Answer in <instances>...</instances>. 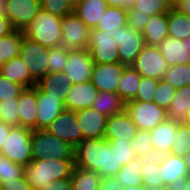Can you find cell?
Listing matches in <instances>:
<instances>
[{
  "label": "cell",
  "instance_id": "6da1fadb",
  "mask_svg": "<svg viewBox=\"0 0 190 190\" xmlns=\"http://www.w3.org/2000/svg\"><path fill=\"white\" fill-rule=\"evenodd\" d=\"M75 164L74 160L41 159L32 160L24 167L27 181L35 190H40L51 181L71 178Z\"/></svg>",
  "mask_w": 190,
  "mask_h": 190
},
{
  "label": "cell",
  "instance_id": "7a4b0ae2",
  "mask_svg": "<svg viewBox=\"0 0 190 190\" xmlns=\"http://www.w3.org/2000/svg\"><path fill=\"white\" fill-rule=\"evenodd\" d=\"M61 24V17L41 9L23 32L26 37L33 41L53 48L61 46Z\"/></svg>",
  "mask_w": 190,
  "mask_h": 190
},
{
  "label": "cell",
  "instance_id": "3957f363",
  "mask_svg": "<svg viewBox=\"0 0 190 190\" xmlns=\"http://www.w3.org/2000/svg\"><path fill=\"white\" fill-rule=\"evenodd\" d=\"M31 144L32 160H74V147L47 130H33Z\"/></svg>",
  "mask_w": 190,
  "mask_h": 190
},
{
  "label": "cell",
  "instance_id": "277c9868",
  "mask_svg": "<svg viewBox=\"0 0 190 190\" xmlns=\"http://www.w3.org/2000/svg\"><path fill=\"white\" fill-rule=\"evenodd\" d=\"M117 46H120V28L107 32L91 29L88 51L95 64L121 63Z\"/></svg>",
  "mask_w": 190,
  "mask_h": 190
},
{
  "label": "cell",
  "instance_id": "5b68a950",
  "mask_svg": "<svg viewBox=\"0 0 190 190\" xmlns=\"http://www.w3.org/2000/svg\"><path fill=\"white\" fill-rule=\"evenodd\" d=\"M32 132L21 126H13L2 146L1 155L23 167L32 161Z\"/></svg>",
  "mask_w": 190,
  "mask_h": 190
},
{
  "label": "cell",
  "instance_id": "8992f818",
  "mask_svg": "<svg viewBox=\"0 0 190 190\" xmlns=\"http://www.w3.org/2000/svg\"><path fill=\"white\" fill-rule=\"evenodd\" d=\"M49 47L24 37L19 56L30 71L31 77L38 82L48 74Z\"/></svg>",
  "mask_w": 190,
  "mask_h": 190
},
{
  "label": "cell",
  "instance_id": "52a82bcc",
  "mask_svg": "<svg viewBox=\"0 0 190 190\" xmlns=\"http://www.w3.org/2000/svg\"><path fill=\"white\" fill-rule=\"evenodd\" d=\"M125 111L138 130L150 131L167 119V111L154 102L129 101Z\"/></svg>",
  "mask_w": 190,
  "mask_h": 190
},
{
  "label": "cell",
  "instance_id": "ba28073f",
  "mask_svg": "<svg viewBox=\"0 0 190 190\" xmlns=\"http://www.w3.org/2000/svg\"><path fill=\"white\" fill-rule=\"evenodd\" d=\"M61 46L69 50L88 49L91 28L86 26L74 12L62 18Z\"/></svg>",
  "mask_w": 190,
  "mask_h": 190
},
{
  "label": "cell",
  "instance_id": "9c48e42d",
  "mask_svg": "<svg viewBox=\"0 0 190 190\" xmlns=\"http://www.w3.org/2000/svg\"><path fill=\"white\" fill-rule=\"evenodd\" d=\"M141 76L163 79L168 65L162 56L158 45L144 44L140 53L131 65Z\"/></svg>",
  "mask_w": 190,
  "mask_h": 190
},
{
  "label": "cell",
  "instance_id": "30bf717a",
  "mask_svg": "<svg viewBox=\"0 0 190 190\" xmlns=\"http://www.w3.org/2000/svg\"><path fill=\"white\" fill-rule=\"evenodd\" d=\"M40 10L39 0H6L5 16L15 30L24 31Z\"/></svg>",
  "mask_w": 190,
  "mask_h": 190
},
{
  "label": "cell",
  "instance_id": "8fae6325",
  "mask_svg": "<svg viewBox=\"0 0 190 190\" xmlns=\"http://www.w3.org/2000/svg\"><path fill=\"white\" fill-rule=\"evenodd\" d=\"M53 136L75 147L83 140L76 112L64 110L46 129Z\"/></svg>",
  "mask_w": 190,
  "mask_h": 190
},
{
  "label": "cell",
  "instance_id": "7c38bea8",
  "mask_svg": "<svg viewBox=\"0 0 190 190\" xmlns=\"http://www.w3.org/2000/svg\"><path fill=\"white\" fill-rule=\"evenodd\" d=\"M94 65L88 49L70 50L63 73L69 77L71 84L84 83L91 80Z\"/></svg>",
  "mask_w": 190,
  "mask_h": 190
},
{
  "label": "cell",
  "instance_id": "4fadbf2b",
  "mask_svg": "<svg viewBox=\"0 0 190 190\" xmlns=\"http://www.w3.org/2000/svg\"><path fill=\"white\" fill-rule=\"evenodd\" d=\"M101 148H103V138L83 139L74 147L75 167L98 172Z\"/></svg>",
  "mask_w": 190,
  "mask_h": 190
},
{
  "label": "cell",
  "instance_id": "5bb4252c",
  "mask_svg": "<svg viewBox=\"0 0 190 190\" xmlns=\"http://www.w3.org/2000/svg\"><path fill=\"white\" fill-rule=\"evenodd\" d=\"M126 66L122 63L95 64L90 81L98 92L117 93V88Z\"/></svg>",
  "mask_w": 190,
  "mask_h": 190
},
{
  "label": "cell",
  "instance_id": "9a60e30c",
  "mask_svg": "<svg viewBox=\"0 0 190 190\" xmlns=\"http://www.w3.org/2000/svg\"><path fill=\"white\" fill-rule=\"evenodd\" d=\"M144 46L142 33L128 24L120 27V46H117L120 62L127 66L135 62Z\"/></svg>",
  "mask_w": 190,
  "mask_h": 190
},
{
  "label": "cell",
  "instance_id": "2e32d148",
  "mask_svg": "<svg viewBox=\"0 0 190 190\" xmlns=\"http://www.w3.org/2000/svg\"><path fill=\"white\" fill-rule=\"evenodd\" d=\"M142 162L143 186L149 189H157L164 186V179L160 163L164 155L154 148L139 156Z\"/></svg>",
  "mask_w": 190,
  "mask_h": 190
},
{
  "label": "cell",
  "instance_id": "e0dca14e",
  "mask_svg": "<svg viewBox=\"0 0 190 190\" xmlns=\"http://www.w3.org/2000/svg\"><path fill=\"white\" fill-rule=\"evenodd\" d=\"M83 139L104 138L108 117L92 107L76 112Z\"/></svg>",
  "mask_w": 190,
  "mask_h": 190
},
{
  "label": "cell",
  "instance_id": "ac0fdd59",
  "mask_svg": "<svg viewBox=\"0 0 190 190\" xmlns=\"http://www.w3.org/2000/svg\"><path fill=\"white\" fill-rule=\"evenodd\" d=\"M98 95V90L91 81L72 84L64 102L65 110L80 111L92 107Z\"/></svg>",
  "mask_w": 190,
  "mask_h": 190
},
{
  "label": "cell",
  "instance_id": "d6986e66",
  "mask_svg": "<svg viewBox=\"0 0 190 190\" xmlns=\"http://www.w3.org/2000/svg\"><path fill=\"white\" fill-rule=\"evenodd\" d=\"M134 124L126 111L112 115L107 119L104 138L107 141H131L137 132Z\"/></svg>",
  "mask_w": 190,
  "mask_h": 190
},
{
  "label": "cell",
  "instance_id": "ffe728a7",
  "mask_svg": "<svg viewBox=\"0 0 190 190\" xmlns=\"http://www.w3.org/2000/svg\"><path fill=\"white\" fill-rule=\"evenodd\" d=\"M37 130H46L64 110V102L58 97L47 96L37 87Z\"/></svg>",
  "mask_w": 190,
  "mask_h": 190
},
{
  "label": "cell",
  "instance_id": "44dd1931",
  "mask_svg": "<svg viewBox=\"0 0 190 190\" xmlns=\"http://www.w3.org/2000/svg\"><path fill=\"white\" fill-rule=\"evenodd\" d=\"M19 126L37 130V86L25 88L18 97Z\"/></svg>",
  "mask_w": 190,
  "mask_h": 190
},
{
  "label": "cell",
  "instance_id": "7402d4cb",
  "mask_svg": "<svg viewBox=\"0 0 190 190\" xmlns=\"http://www.w3.org/2000/svg\"><path fill=\"white\" fill-rule=\"evenodd\" d=\"M158 47L168 66L190 63V50L186 40L167 36Z\"/></svg>",
  "mask_w": 190,
  "mask_h": 190
},
{
  "label": "cell",
  "instance_id": "603a6c76",
  "mask_svg": "<svg viewBox=\"0 0 190 190\" xmlns=\"http://www.w3.org/2000/svg\"><path fill=\"white\" fill-rule=\"evenodd\" d=\"M71 85L69 77L63 72L48 73L36 83V86L47 96L58 97V100L63 102H65Z\"/></svg>",
  "mask_w": 190,
  "mask_h": 190
},
{
  "label": "cell",
  "instance_id": "cb8c5ba5",
  "mask_svg": "<svg viewBox=\"0 0 190 190\" xmlns=\"http://www.w3.org/2000/svg\"><path fill=\"white\" fill-rule=\"evenodd\" d=\"M177 123L166 119L150 130V136L153 142V148L163 155L171 152L172 143L175 139Z\"/></svg>",
  "mask_w": 190,
  "mask_h": 190
},
{
  "label": "cell",
  "instance_id": "d4e9b609",
  "mask_svg": "<svg viewBox=\"0 0 190 190\" xmlns=\"http://www.w3.org/2000/svg\"><path fill=\"white\" fill-rule=\"evenodd\" d=\"M0 74L25 88L34 87L37 83L31 77L30 71L19 55L8 62L1 64Z\"/></svg>",
  "mask_w": 190,
  "mask_h": 190
},
{
  "label": "cell",
  "instance_id": "484cf974",
  "mask_svg": "<svg viewBox=\"0 0 190 190\" xmlns=\"http://www.w3.org/2000/svg\"><path fill=\"white\" fill-rule=\"evenodd\" d=\"M160 165L164 179V186L181 183L188 176L187 167L183 157L172 154L164 155L163 161Z\"/></svg>",
  "mask_w": 190,
  "mask_h": 190
},
{
  "label": "cell",
  "instance_id": "4316f807",
  "mask_svg": "<svg viewBox=\"0 0 190 190\" xmlns=\"http://www.w3.org/2000/svg\"><path fill=\"white\" fill-rule=\"evenodd\" d=\"M108 4L105 0H84L74 10L82 22L92 28H95L105 14Z\"/></svg>",
  "mask_w": 190,
  "mask_h": 190
},
{
  "label": "cell",
  "instance_id": "83f0119b",
  "mask_svg": "<svg viewBox=\"0 0 190 190\" xmlns=\"http://www.w3.org/2000/svg\"><path fill=\"white\" fill-rule=\"evenodd\" d=\"M142 36L144 44L159 45L168 36V14L151 16Z\"/></svg>",
  "mask_w": 190,
  "mask_h": 190
},
{
  "label": "cell",
  "instance_id": "f1b7e54d",
  "mask_svg": "<svg viewBox=\"0 0 190 190\" xmlns=\"http://www.w3.org/2000/svg\"><path fill=\"white\" fill-rule=\"evenodd\" d=\"M92 108L109 118L124 112L126 102L117 93L99 91Z\"/></svg>",
  "mask_w": 190,
  "mask_h": 190
},
{
  "label": "cell",
  "instance_id": "f546056e",
  "mask_svg": "<svg viewBox=\"0 0 190 190\" xmlns=\"http://www.w3.org/2000/svg\"><path fill=\"white\" fill-rule=\"evenodd\" d=\"M188 109H190V85L176 89L171 104L166 110L167 119L181 124Z\"/></svg>",
  "mask_w": 190,
  "mask_h": 190
},
{
  "label": "cell",
  "instance_id": "4dcf8cb0",
  "mask_svg": "<svg viewBox=\"0 0 190 190\" xmlns=\"http://www.w3.org/2000/svg\"><path fill=\"white\" fill-rule=\"evenodd\" d=\"M141 75L130 65L124 68L117 94L125 101H132L139 90Z\"/></svg>",
  "mask_w": 190,
  "mask_h": 190
},
{
  "label": "cell",
  "instance_id": "1f68e13d",
  "mask_svg": "<svg viewBox=\"0 0 190 190\" xmlns=\"http://www.w3.org/2000/svg\"><path fill=\"white\" fill-rule=\"evenodd\" d=\"M168 36L181 40L190 38V17L175 7L168 13Z\"/></svg>",
  "mask_w": 190,
  "mask_h": 190
},
{
  "label": "cell",
  "instance_id": "d6a6232c",
  "mask_svg": "<svg viewBox=\"0 0 190 190\" xmlns=\"http://www.w3.org/2000/svg\"><path fill=\"white\" fill-rule=\"evenodd\" d=\"M142 162L138 156L121 167L114 176L122 186H143Z\"/></svg>",
  "mask_w": 190,
  "mask_h": 190
},
{
  "label": "cell",
  "instance_id": "836d02e7",
  "mask_svg": "<svg viewBox=\"0 0 190 190\" xmlns=\"http://www.w3.org/2000/svg\"><path fill=\"white\" fill-rule=\"evenodd\" d=\"M24 37L23 31L14 29L8 35L0 38V64L6 63L19 55Z\"/></svg>",
  "mask_w": 190,
  "mask_h": 190
},
{
  "label": "cell",
  "instance_id": "e575fe53",
  "mask_svg": "<svg viewBox=\"0 0 190 190\" xmlns=\"http://www.w3.org/2000/svg\"><path fill=\"white\" fill-rule=\"evenodd\" d=\"M121 165H117L116 149H113L111 143L103 138V148H101L100 157V170L97 172L98 175L103 177H114L119 170Z\"/></svg>",
  "mask_w": 190,
  "mask_h": 190
},
{
  "label": "cell",
  "instance_id": "d590c367",
  "mask_svg": "<svg viewBox=\"0 0 190 190\" xmlns=\"http://www.w3.org/2000/svg\"><path fill=\"white\" fill-rule=\"evenodd\" d=\"M127 22L128 15L126 8L108 7L95 29H100L105 32H107V30H118V28L127 25Z\"/></svg>",
  "mask_w": 190,
  "mask_h": 190
},
{
  "label": "cell",
  "instance_id": "8d00e7d4",
  "mask_svg": "<svg viewBox=\"0 0 190 190\" xmlns=\"http://www.w3.org/2000/svg\"><path fill=\"white\" fill-rule=\"evenodd\" d=\"M101 177L97 172L74 167L71 182L73 190H99Z\"/></svg>",
  "mask_w": 190,
  "mask_h": 190
},
{
  "label": "cell",
  "instance_id": "74e56055",
  "mask_svg": "<svg viewBox=\"0 0 190 190\" xmlns=\"http://www.w3.org/2000/svg\"><path fill=\"white\" fill-rule=\"evenodd\" d=\"M163 80L175 89L190 85V63L168 66Z\"/></svg>",
  "mask_w": 190,
  "mask_h": 190
},
{
  "label": "cell",
  "instance_id": "f35d334b",
  "mask_svg": "<svg viewBox=\"0 0 190 190\" xmlns=\"http://www.w3.org/2000/svg\"><path fill=\"white\" fill-rule=\"evenodd\" d=\"M132 8L151 17L158 14H168L173 6L166 0H137Z\"/></svg>",
  "mask_w": 190,
  "mask_h": 190
},
{
  "label": "cell",
  "instance_id": "ab89813d",
  "mask_svg": "<svg viewBox=\"0 0 190 190\" xmlns=\"http://www.w3.org/2000/svg\"><path fill=\"white\" fill-rule=\"evenodd\" d=\"M170 154L184 157L190 151V126L177 123V131Z\"/></svg>",
  "mask_w": 190,
  "mask_h": 190
},
{
  "label": "cell",
  "instance_id": "60d3db41",
  "mask_svg": "<svg viewBox=\"0 0 190 190\" xmlns=\"http://www.w3.org/2000/svg\"><path fill=\"white\" fill-rule=\"evenodd\" d=\"M69 49L62 46L49 48L48 73H61L68 61Z\"/></svg>",
  "mask_w": 190,
  "mask_h": 190
},
{
  "label": "cell",
  "instance_id": "b9f144b4",
  "mask_svg": "<svg viewBox=\"0 0 190 190\" xmlns=\"http://www.w3.org/2000/svg\"><path fill=\"white\" fill-rule=\"evenodd\" d=\"M24 174V167L0 154V183L15 180Z\"/></svg>",
  "mask_w": 190,
  "mask_h": 190
},
{
  "label": "cell",
  "instance_id": "7bdbcfd3",
  "mask_svg": "<svg viewBox=\"0 0 190 190\" xmlns=\"http://www.w3.org/2000/svg\"><path fill=\"white\" fill-rule=\"evenodd\" d=\"M18 98L0 101L1 120L11 126H19Z\"/></svg>",
  "mask_w": 190,
  "mask_h": 190
},
{
  "label": "cell",
  "instance_id": "ee69618b",
  "mask_svg": "<svg viewBox=\"0 0 190 190\" xmlns=\"http://www.w3.org/2000/svg\"><path fill=\"white\" fill-rule=\"evenodd\" d=\"M176 89L165 82L163 79L158 80V85L156 88V93L153 102L159 107L167 110L171 104V100L174 97Z\"/></svg>",
  "mask_w": 190,
  "mask_h": 190
},
{
  "label": "cell",
  "instance_id": "f6af8a7d",
  "mask_svg": "<svg viewBox=\"0 0 190 190\" xmlns=\"http://www.w3.org/2000/svg\"><path fill=\"white\" fill-rule=\"evenodd\" d=\"M139 90L132 101L153 102L158 80L141 76Z\"/></svg>",
  "mask_w": 190,
  "mask_h": 190
},
{
  "label": "cell",
  "instance_id": "bcb514c9",
  "mask_svg": "<svg viewBox=\"0 0 190 190\" xmlns=\"http://www.w3.org/2000/svg\"><path fill=\"white\" fill-rule=\"evenodd\" d=\"M113 147L116 149L117 165H127L131 160H133L136 155L132 149L131 141H109Z\"/></svg>",
  "mask_w": 190,
  "mask_h": 190
},
{
  "label": "cell",
  "instance_id": "7dc6e473",
  "mask_svg": "<svg viewBox=\"0 0 190 190\" xmlns=\"http://www.w3.org/2000/svg\"><path fill=\"white\" fill-rule=\"evenodd\" d=\"M24 89V86L10 81L8 78L0 74V101L18 98Z\"/></svg>",
  "mask_w": 190,
  "mask_h": 190
},
{
  "label": "cell",
  "instance_id": "c3c4849f",
  "mask_svg": "<svg viewBox=\"0 0 190 190\" xmlns=\"http://www.w3.org/2000/svg\"><path fill=\"white\" fill-rule=\"evenodd\" d=\"M131 145L135 155L138 157L153 149L150 131L137 130L136 135L131 140Z\"/></svg>",
  "mask_w": 190,
  "mask_h": 190
},
{
  "label": "cell",
  "instance_id": "681fc988",
  "mask_svg": "<svg viewBox=\"0 0 190 190\" xmlns=\"http://www.w3.org/2000/svg\"><path fill=\"white\" fill-rule=\"evenodd\" d=\"M41 9L63 18L74 10L71 8L68 0H39Z\"/></svg>",
  "mask_w": 190,
  "mask_h": 190
},
{
  "label": "cell",
  "instance_id": "f907efd6",
  "mask_svg": "<svg viewBox=\"0 0 190 190\" xmlns=\"http://www.w3.org/2000/svg\"><path fill=\"white\" fill-rule=\"evenodd\" d=\"M127 15V24L142 33L150 19V16L143 15L138 10H135L132 7L127 8Z\"/></svg>",
  "mask_w": 190,
  "mask_h": 190
},
{
  "label": "cell",
  "instance_id": "816d5d0a",
  "mask_svg": "<svg viewBox=\"0 0 190 190\" xmlns=\"http://www.w3.org/2000/svg\"><path fill=\"white\" fill-rule=\"evenodd\" d=\"M0 190H35L27 181L25 174L7 183H0Z\"/></svg>",
  "mask_w": 190,
  "mask_h": 190
},
{
  "label": "cell",
  "instance_id": "f5cc1de1",
  "mask_svg": "<svg viewBox=\"0 0 190 190\" xmlns=\"http://www.w3.org/2000/svg\"><path fill=\"white\" fill-rule=\"evenodd\" d=\"M40 190H73L71 178H63L51 181L49 185H46Z\"/></svg>",
  "mask_w": 190,
  "mask_h": 190
},
{
  "label": "cell",
  "instance_id": "db71d44e",
  "mask_svg": "<svg viewBox=\"0 0 190 190\" xmlns=\"http://www.w3.org/2000/svg\"><path fill=\"white\" fill-rule=\"evenodd\" d=\"M121 183L115 177H103L99 183V190H121Z\"/></svg>",
  "mask_w": 190,
  "mask_h": 190
},
{
  "label": "cell",
  "instance_id": "11a10c76",
  "mask_svg": "<svg viewBox=\"0 0 190 190\" xmlns=\"http://www.w3.org/2000/svg\"><path fill=\"white\" fill-rule=\"evenodd\" d=\"M14 30L9 19L5 15H0V38L8 35Z\"/></svg>",
  "mask_w": 190,
  "mask_h": 190
},
{
  "label": "cell",
  "instance_id": "9f6ffc18",
  "mask_svg": "<svg viewBox=\"0 0 190 190\" xmlns=\"http://www.w3.org/2000/svg\"><path fill=\"white\" fill-rule=\"evenodd\" d=\"M108 4V7H120V8H129L132 7L133 4L137 0H105Z\"/></svg>",
  "mask_w": 190,
  "mask_h": 190
},
{
  "label": "cell",
  "instance_id": "6f0895ef",
  "mask_svg": "<svg viewBox=\"0 0 190 190\" xmlns=\"http://www.w3.org/2000/svg\"><path fill=\"white\" fill-rule=\"evenodd\" d=\"M12 127L13 126L0 121V152Z\"/></svg>",
  "mask_w": 190,
  "mask_h": 190
},
{
  "label": "cell",
  "instance_id": "680465c9",
  "mask_svg": "<svg viewBox=\"0 0 190 190\" xmlns=\"http://www.w3.org/2000/svg\"><path fill=\"white\" fill-rule=\"evenodd\" d=\"M175 8L178 9L181 13L190 17V0H179Z\"/></svg>",
  "mask_w": 190,
  "mask_h": 190
},
{
  "label": "cell",
  "instance_id": "91938a15",
  "mask_svg": "<svg viewBox=\"0 0 190 190\" xmlns=\"http://www.w3.org/2000/svg\"><path fill=\"white\" fill-rule=\"evenodd\" d=\"M149 190H182V186H181V183H175L172 185H165L161 188L149 189Z\"/></svg>",
  "mask_w": 190,
  "mask_h": 190
},
{
  "label": "cell",
  "instance_id": "94428289",
  "mask_svg": "<svg viewBox=\"0 0 190 190\" xmlns=\"http://www.w3.org/2000/svg\"><path fill=\"white\" fill-rule=\"evenodd\" d=\"M183 160L187 167L188 176H190V151L183 157Z\"/></svg>",
  "mask_w": 190,
  "mask_h": 190
},
{
  "label": "cell",
  "instance_id": "6125c7cd",
  "mask_svg": "<svg viewBox=\"0 0 190 190\" xmlns=\"http://www.w3.org/2000/svg\"><path fill=\"white\" fill-rule=\"evenodd\" d=\"M182 190H190V176H187L182 182H181Z\"/></svg>",
  "mask_w": 190,
  "mask_h": 190
},
{
  "label": "cell",
  "instance_id": "be15d7a7",
  "mask_svg": "<svg viewBox=\"0 0 190 190\" xmlns=\"http://www.w3.org/2000/svg\"><path fill=\"white\" fill-rule=\"evenodd\" d=\"M121 190H147L144 186H122Z\"/></svg>",
  "mask_w": 190,
  "mask_h": 190
},
{
  "label": "cell",
  "instance_id": "e7e4bbea",
  "mask_svg": "<svg viewBox=\"0 0 190 190\" xmlns=\"http://www.w3.org/2000/svg\"><path fill=\"white\" fill-rule=\"evenodd\" d=\"M84 0H68V3L70 4L71 8L75 10L77 6L82 3Z\"/></svg>",
  "mask_w": 190,
  "mask_h": 190
},
{
  "label": "cell",
  "instance_id": "03108f58",
  "mask_svg": "<svg viewBox=\"0 0 190 190\" xmlns=\"http://www.w3.org/2000/svg\"><path fill=\"white\" fill-rule=\"evenodd\" d=\"M183 124L190 126V109L186 111L185 118Z\"/></svg>",
  "mask_w": 190,
  "mask_h": 190
},
{
  "label": "cell",
  "instance_id": "003e7915",
  "mask_svg": "<svg viewBox=\"0 0 190 190\" xmlns=\"http://www.w3.org/2000/svg\"><path fill=\"white\" fill-rule=\"evenodd\" d=\"M6 0H0V15H5Z\"/></svg>",
  "mask_w": 190,
  "mask_h": 190
},
{
  "label": "cell",
  "instance_id": "a7ac6f4b",
  "mask_svg": "<svg viewBox=\"0 0 190 190\" xmlns=\"http://www.w3.org/2000/svg\"><path fill=\"white\" fill-rule=\"evenodd\" d=\"M171 6H173V7H175L177 4H178V2H179V0H166Z\"/></svg>",
  "mask_w": 190,
  "mask_h": 190
},
{
  "label": "cell",
  "instance_id": "89a4df30",
  "mask_svg": "<svg viewBox=\"0 0 190 190\" xmlns=\"http://www.w3.org/2000/svg\"><path fill=\"white\" fill-rule=\"evenodd\" d=\"M186 43H188V47H189V50H190V38L186 39Z\"/></svg>",
  "mask_w": 190,
  "mask_h": 190
}]
</instances>
